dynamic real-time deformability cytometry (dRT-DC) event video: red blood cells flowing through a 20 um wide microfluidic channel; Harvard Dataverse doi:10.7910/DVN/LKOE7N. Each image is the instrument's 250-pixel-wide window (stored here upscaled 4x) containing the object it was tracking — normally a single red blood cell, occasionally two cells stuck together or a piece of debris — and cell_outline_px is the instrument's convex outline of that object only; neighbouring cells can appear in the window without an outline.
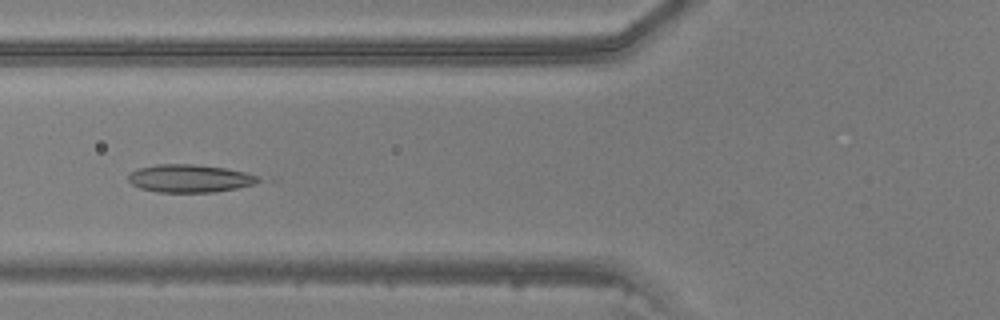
{"species": "common noctule bat (a hibernating species)", "species_latin": "Nyctalus noctula", "temperature_condition": "warm", "stored_images_in_passage": 44, "camera_frame_rate_fps": 3000, "um_per_image_px": 0.085, "animal": {"sex": "male", "body_mass_g": 20.5, "forearm_length_mm": 52.5}, "frame": {"image": 1, "passage_image": 16, "time_ms": 5.0, "image_size_px": [1000, 320], "cell_outline_px": [[264, 180], [256, 184], [216, 192], [156, 192], [140, 188], [132, 184], [128, 180], [128, 176], [136, 168], [156, 164], [192, 164], [224, 168], [244, 172], [260, 176]], "centroid_in_image_um": [16.15, 15.17], "position_along_channel_um": 109.7, "area_um2": 21.27}}
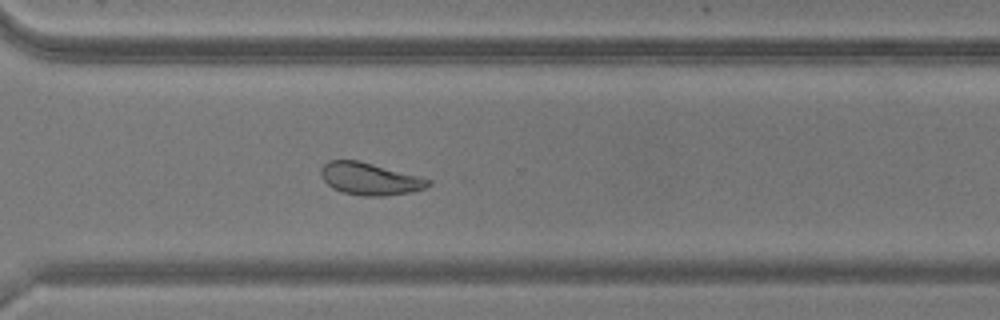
{"frame": {"image": 2, "passage_image": 32, "time_ms": 10.333, "image_size_px": [1000, 320], "cell_outline_px": [[432, 184], [424, 188], [412, 192], [384, 196], [364, 196], [344, 192], [332, 188], [320, 176], [320, 168], [328, 160], [360, 160], [420, 176], [432, 180]], "centroid_in_image_um": [31.44, 15.19], "position_along_channel_um": 339.2, "area_um2": 20.35}}
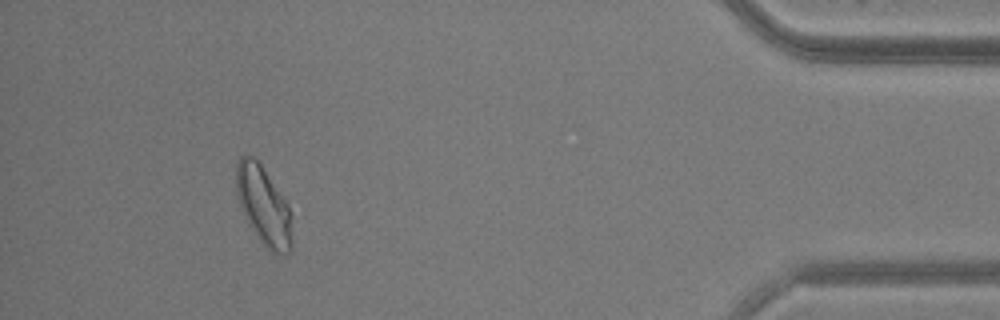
{"frame": {"image": 3, "passage_image": 41, "time_ms": 13.333, "image_size_px": [1000, 320], "cell_outline_px": [[292, 252], [288, 256], [272, 252], [256, 236], [240, 204], [236, 192], [236, 164], [240, 156], [244, 152], [252, 156], [260, 164], [288, 204], [292, 240]], "centroid_in_image_um": [22.4, 17.48], "position_along_channel_um": 412.8, "area_um2": 25.2}}